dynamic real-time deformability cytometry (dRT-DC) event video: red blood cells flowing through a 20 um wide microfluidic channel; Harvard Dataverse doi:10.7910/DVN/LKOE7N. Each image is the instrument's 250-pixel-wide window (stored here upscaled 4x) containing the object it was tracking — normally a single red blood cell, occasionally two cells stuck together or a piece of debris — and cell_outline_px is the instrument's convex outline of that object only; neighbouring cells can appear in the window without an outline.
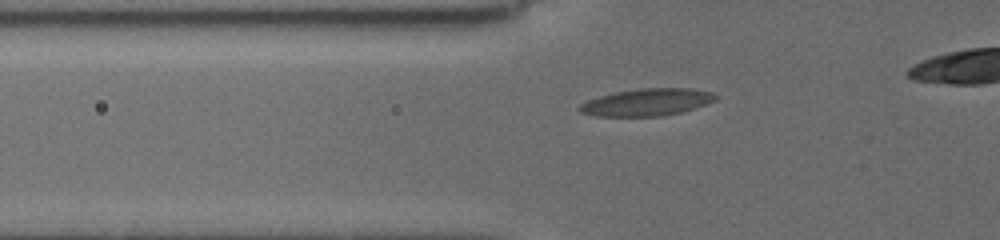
{"species": "common noctule bat (a hibernating species)", "species_latin": "Nyctalus noctula", "temperature_condition": "cold", "stored_images_in_passage": 31, "camera_frame_rate_fps": 3000, "um_per_image_px": 0.085, "animal": {"sex": "female", "body_mass_g": 19.5, "forearm_length_mm": 54.1}, "frame": {"image": 1, "passage_image": 2, "time_ms": 0.333, "image_size_px": [1000, 240], "cell_outline_px": [[716, 100], [680, 112], [660, 116], [592, 116], [580, 112], [576, 108], [580, 104], [588, 100], [600, 96], [616, 92], [640, 88], [688, 88], [712, 92], [716, 96]], "centroid_in_image_um": [54.93, 8.69], "position_along_channel_um": 70.9, "area_um2": 21.33}}
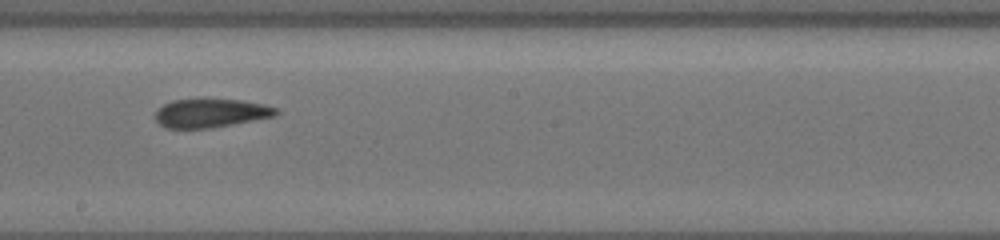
{"frame": {"image": 2, "passage_image": 15, "time_ms": 4.667, "image_size_px": [1000, 240], "cell_outline_px": [[280, 112], [276, 116], [232, 124], [208, 128], [164, 128], [156, 120], [156, 112], [164, 104], [172, 100], [244, 100], [264, 104], [276, 108]], "centroid_in_image_um": [17.95, 9.62], "position_along_channel_um": 230.3, "area_um2": 19.88}}
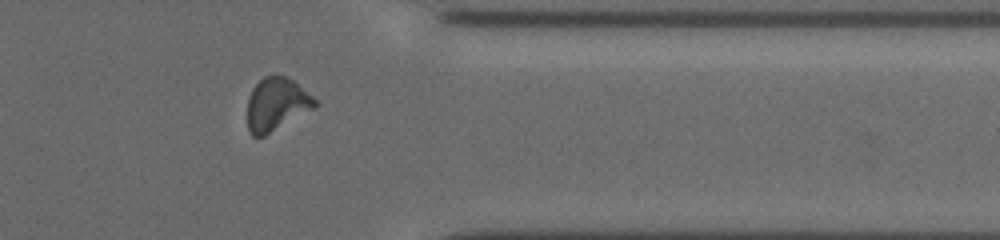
{"frame": {"image": 3, "passage_image": 26, "time_ms": 9.0, "image_size_px": [1000, 240], "cell_outline_px": [[316, 108], [264, 136], [252, 136], [248, 132], [248, 100], [252, 88], [264, 76], [284, 76], [292, 80], [312, 96], [316, 100]], "centroid_in_image_um": [23.5, 8.88], "position_along_channel_um": 387.9, "area_um2": 20.63}}